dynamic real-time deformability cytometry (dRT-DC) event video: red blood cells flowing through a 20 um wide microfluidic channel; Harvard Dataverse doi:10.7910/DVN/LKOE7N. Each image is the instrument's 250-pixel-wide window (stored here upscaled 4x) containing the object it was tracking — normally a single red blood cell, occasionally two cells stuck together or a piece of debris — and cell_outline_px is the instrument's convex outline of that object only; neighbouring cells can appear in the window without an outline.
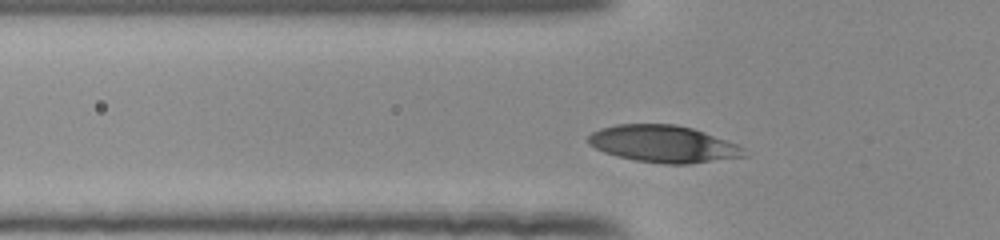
{"species": "human", "species_latin": "Homo sapiens", "temperature_condition": "room temperature", "stored_images_in_passage": 33, "camera_frame_rate_fps": 3000, "um_per_image_px": 0.085, "donor": {"sex": "female"}, "frame": {"image": 1, "passage_image": 6, "time_ms": 1.667, "image_size_px": [1000, 240], "cell_outline_px": [[748, 156], [688, 164], [664, 164], [636, 160], [616, 156], [604, 152], [588, 144], [588, 136], [592, 132], [600, 128], [616, 124], [676, 124], [692, 128], [704, 132], [736, 144], [744, 148]], "centroid_in_image_um": [56.37, 12.23], "position_along_channel_um": 69.4, "area_um2": 33.58}}
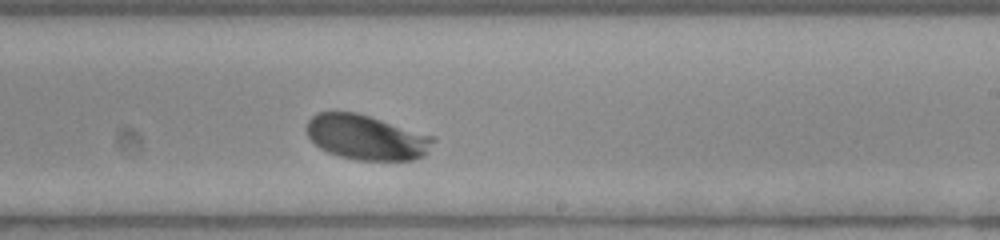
{"frame": {"image": 2, "passage_image": 21, "time_ms": 6.667, "image_size_px": [1000, 240], "cell_outline_px": [[436, 140], [424, 156], [412, 160], [356, 160], [340, 156], [328, 152], [320, 148], [308, 136], [304, 128], [308, 120], [312, 116], [320, 112], [356, 112], [436, 136]], "centroid_in_image_um": [31.16, 11.67], "position_along_channel_um": 257.8, "area_um2": 33.29}}
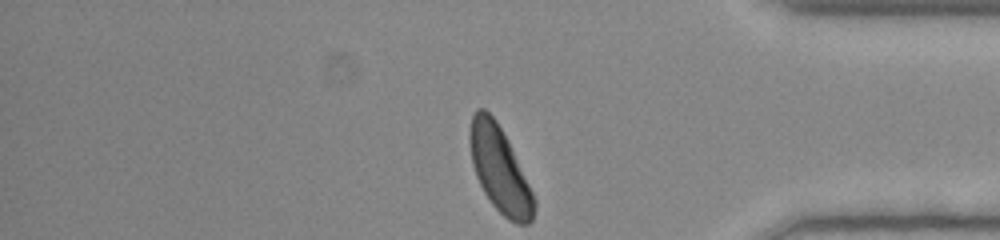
{"frame": {"image": 3, "passage_image": 33, "time_ms": 10.667, "image_size_px": [1000, 240], "cell_outline_px": [[536, 204], [532, 220], [528, 224], [516, 224], [508, 220], [492, 204], [484, 192], [476, 176], [472, 164], [468, 140], [468, 136], [472, 116], [476, 108], [484, 108], [496, 120], [508, 140], [536, 200]], "centroid_in_image_um": [42.46, 14.4], "position_along_channel_um": 392.7, "area_um2": 32.02}, "authors_computed_cell_mechanics": {"area_um2": 33.0038, "velocity_mm_per_s": 3.8055, "shape_relaxation_time_tau1_ms": 1.3212, "shape_relaxation_time_tau2_ms": null, "deformation_change_tau1": 0.1145, "deformation_change_tau2": null}}